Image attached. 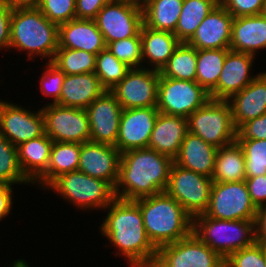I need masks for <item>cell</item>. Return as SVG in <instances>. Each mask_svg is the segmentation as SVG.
Segmentation results:
<instances>
[{
  "label": "cell",
  "instance_id": "obj_30",
  "mask_svg": "<svg viewBox=\"0 0 266 267\" xmlns=\"http://www.w3.org/2000/svg\"><path fill=\"white\" fill-rule=\"evenodd\" d=\"M245 179V157L239 142L236 140L218 148L212 176L213 182H240Z\"/></svg>",
  "mask_w": 266,
  "mask_h": 267
},
{
  "label": "cell",
  "instance_id": "obj_4",
  "mask_svg": "<svg viewBox=\"0 0 266 267\" xmlns=\"http://www.w3.org/2000/svg\"><path fill=\"white\" fill-rule=\"evenodd\" d=\"M59 26L37 8L13 9L10 18L9 50L26 52L27 60L39 56L51 62L59 47ZM35 55V56H34Z\"/></svg>",
  "mask_w": 266,
  "mask_h": 267
},
{
  "label": "cell",
  "instance_id": "obj_5",
  "mask_svg": "<svg viewBox=\"0 0 266 267\" xmlns=\"http://www.w3.org/2000/svg\"><path fill=\"white\" fill-rule=\"evenodd\" d=\"M192 233L224 260L256 242L255 220H220L200 214L192 218Z\"/></svg>",
  "mask_w": 266,
  "mask_h": 267
},
{
  "label": "cell",
  "instance_id": "obj_18",
  "mask_svg": "<svg viewBox=\"0 0 266 267\" xmlns=\"http://www.w3.org/2000/svg\"><path fill=\"white\" fill-rule=\"evenodd\" d=\"M256 56L229 50L217 86L209 93L211 99L227 101L249 85L261 72L250 74Z\"/></svg>",
  "mask_w": 266,
  "mask_h": 267
},
{
  "label": "cell",
  "instance_id": "obj_40",
  "mask_svg": "<svg viewBox=\"0 0 266 267\" xmlns=\"http://www.w3.org/2000/svg\"><path fill=\"white\" fill-rule=\"evenodd\" d=\"M76 0H39L37 8L58 26L76 18Z\"/></svg>",
  "mask_w": 266,
  "mask_h": 267
},
{
  "label": "cell",
  "instance_id": "obj_34",
  "mask_svg": "<svg viewBox=\"0 0 266 267\" xmlns=\"http://www.w3.org/2000/svg\"><path fill=\"white\" fill-rule=\"evenodd\" d=\"M197 49L181 42L174 50L160 74L163 77L196 81Z\"/></svg>",
  "mask_w": 266,
  "mask_h": 267
},
{
  "label": "cell",
  "instance_id": "obj_1",
  "mask_svg": "<svg viewBox=\"0 0 266 267\" xmlns=\"http://www.w3.org/2000/svg\"><path fill=\"white\" fill-rule=\"evenodd\" d=\"M104 211L107 216L99 233L114 245L115 256H124L129 267H153L158 249L146 234L140 207L134 201L115 198Z\"/></svg>",
  "mask_w": 266,
  "mask_h": 267
},
{
  "label": "cell",
  "instance_id": "obj_48",
  "mask_svg": "<svg viewBox=\"0 0 266 267\" xmlns=\"http://www.w3.org/2000/svg\"><path fill=\"white\" fill-rule=\"evenodd\" d=\"M12 184L0 183V221L5 219L13 207V187Z\"/></svg>",
  "mask_w": 266,
  "mask_h": 267
},
{
  "label": "cell",
  "instance_id": "obj_2",
  "mask_svg": "<svg viewBox=\"0 0 266 267\" xmlns=\"http://www.w3.org/2000/svg\"><path fill=\"white\" fill-rule=\"evenodd\" d=\"M173 160L149 148L121 153L115 197L126 201L165 192Z\"/></svg>",
  "mask_w": 266,
  "mask_h": 267
},
{
  "label": "cell",
  "instance_id": "obj_53",
  "mask_svg": "<svg viewBox=\"0 0 266 267\" xmlns=\"http://www.w3.org/2000/svg\"><path fill=\"white\" fill-rule=\"evenodd\" d=\"M261 14L266 16V0L264 1L263 10Z\"/></svg>",
  "mask_w": 266,
  "mask_h": 267
},
{
  "label": "cell",
  "instance_id": "obj_42",
  "mask_svg": "<svg viewBox=\"0 0 266 267\" xmlns=\"http://www.w3.org/2000/svg\"><path fill=\"white\" fill-rule=\"evenodd\" d=\"M46 65L41 78L39 79V88L41 93L46 97H51L52 104H55L60 99L62 84L65 79V73L59 70L51 62L45 63Z\"/></svg>",
  "mask_w": 266,
  "mask_h": 267
},
{
  "label": "cell",
  "instance_id": "obj_15",
  "mask_svg": "<svg viewBox=\"0 0 266 267\" xmlns=\"http://www.w3.org/2000/svg\"><path fill=\"white\" fill-rule=\"evenodd\" d=\"M0 99V134L11 144H19L38 138L45 133L44 116L38 111Z\"/></svg>",
  "mask_w": 266,
  "mask_h": 267
},
{
  "label": "cell",
  "instance_id": "obj_41",
  "mask_svg": "<svg viewBox=\"0 0 266 267\" xmlns=\"http://www.w3.org/2000/svg\"><path fill=\"white\" fill-rule=\"evenodd\" d=\"M224 263L225 267H266V247L255 242L231 253Z\"/></svg>",
  "mask_w": 266,
  "mask_h": 267
},
{
  "label": "cell",
  "instance_id": "obj_39",
  "mask_svg": "<svg viewBox=\"0 0 266 267\" xmlns=\"http://www.w3.org/2000/svg\"><path fill=\"white\" fill-rule=\"evenodd\" d=\"M245 157L246 177L266 175V140H237Z\"/></svg>",
  "mask_w": 266,
  "mask_h": 267
},
{
  "label": "cell",
  "instance_id": "obj_36",
  "mask_svg": "<svg viewBox=\"0 0 266 267\" xmlns=\"http://www.w3.org/2000/svg\"><path fill=\"white\" fill-rule=\"evenodd\" d=\"M131 68L118 60L106 47L96 57L94 73L100 79L101 85L110 91L118 84Z\"/></svg>",
  "mask_w": 266,
  "mask_h": 267
},
{
  "label": "cell",
  "instance_id": "obj_43",
  "mask_svg": "<svg viewBox=\"0 0 266 267\" xmlns=\"http://www.w3.org/2000/svg\"><path fill=\"white\" fill-rule=\"evenodd\" d=\"M265 0H220V4L234 17L259 15Z\"/></svg>",
  "mask_w": 266,
  "mask_h": 267
},
{
  "label": "cell",
  "instance_id": "obj_14",
  "mask_svg": "<svg viewBox=\"0 0 266 267\" xmlns=\"http://www.w3.org/2000/svg\"><path fill=\"white\" fill-rule=\"evenodd\" d=\"M160 71L149 68H131L110 92L122 109L156 107Z\"/></svg>",
  "mask_w": 266,
  "mask_h": 267
},
{
  "label": "cell",
  "instance_id": "obj_11",
  "mask_svg": "<svg viewBox=\"0 0 266 267\" xmlns=\"http://www.w3.org/2000/svg\"><path fill=\"white\" fill-rule=\"evenodd\" d=\"M45 134L53 142L85 143L90 141L86 109L63 107L51 102L41 108Z\"/></svg>",
  "mask_w": 266,
  "mask_h": 267
},
{
  "label": "cell",
  "instance_id": "obj_33",
  "mask_svg": "<svg viewBox=\"0 0 266 267\" xmlns=\"http://www.w3.org/2000/svg\"><path fill=\"white\" fill-rule=\"evenodd\" d=\"M230 48L197 49L196 82L210 93L216 86Z\"/></svg>",
  "mask_w": 266,
  "mask_h": 267
},
{
  "label": "cell",
  "instance_id": "obj_25",
  "mask_svg": "<svg viewBox=\"0 0 266 267\" xmlns=\"http://www.w3.org/2000/svg\"><path fill=\"white\" fill-rule=\"evenodd\" d=\"M106 89L93 73L65 75L60 99L55 103L63 107L86 109Z\"/></svg>",
  "mask_w": 266,
  "mask_h": 267
},
{
  "label": "cell",
  "instance_id": "obj_10",
  "mask_svg": "<svg viewBox=\"0 0 266 267\" xmlns=\"http://www.w3.org/2000/svg\"><path fill=\"white\" fill-rule=\"evenodd\" d=\"M210 99L209 93L196 81L178 80L160 74L156 106L160 113L187 118Z\"/></svg>",
  "mask_w": 266,
  "mask_h": 267
},
{
  "label": "cell",
  "instance_id": "obj_26",
  "mask_svg": "<svg viewBox=\"0 0 266 267\" xmlns=\"http://www.w3.org/2000/svg\"><path fill=\"white\" fill-rule=\"evenodd\" d=\"M218 148L192 133H187L178 155L176 165L212 178Z\"/></svg>",
  "mask_w": 266,
  "mask_h": 267
},
{
  "label": "cell",
  "instance_id": "obj_7",
  "mask_svg": "<svg viewBox=\"0 0 266 267\" xmlns=\"http://www.w3.org/2000/svg\"><path fill=\"white\" fill-rule=\"evenodd\" d=\"M188 132L205 142L221 148L236 141L237 130L233 124L231 107L227 101L208 100L187 117Z\"/></svg>",
  "mask_w": 266,
  "mask_h": 267
},
{
  "label": "cell",
  "instance_id": "obj_47",
  "mask_svg": "<svg viewBox=\"0 0 266 267\" xmlns=\"http://www.w3.org/2000/svg\"><path fill=\"white\" fill-rule=\"evenodd\" d=\"M12 9L0 0V50L9 49Z\"/></svg>",
  "mask_w": 266,
  "mask_h": 267
},
{
  "label": "cell",
  "instance_id": "obj_52",
  "mask_svg": "<svg viewBox=\"0 0 266 267\" xmlns=\"http://www.w3.org/2000/svg\"><path fill=\"white\" fill-rule=\"evenodd\" d=\"M129 1H131L132 3L138 4L140 6H143L149 0H129Z\"/></svg>",
  "mask_w": 266,
  "mask_h": 267
},
{
  "label": "cell",
  "instance_id": "obj_45",
  "mask_svg": "<svg viewBox=\"0 0 266 267\" xmlns=\"http://www.w3.org/2000/svg\"><path fill=\"white\" fill-rule=\"evenodd\" d=\"M248 192L257 208L266 205V175L246 177Z\"/></svg>",
  "mask_w": 266,
  "mask_h": 267
},
{
  "label": "cell",
  "instance_id": "obj_37",
  "mask_svg": "<svg viewBox=\"0 0 266 267\" xmlns=\"http://www.w3.org/2000/svg\"><path fill=\"white\" fill-rule=\"evenodd\" d=\"M0 183L32 184L23 174L17 155V147L0 134Z\"/></svg>",
  "mask_w": 266,
  "mask_h": 267
},
{
  "label": "cell",
  "instance_id": "obj_16",
  "mask_svg": "<svg viewBox=\"0 0 266 267\" xmlns=\"http://www.w3.org/2000/svg\"><path fill=\"white\" fill-rule=\"evenodd\" d=\"M122 107L108 90L95 99L86 112L90 125V141L116 146Z\"/></svg>",
  "mask_w": 266,
  "mask_h": 267
},
{
  "label": "cell",
  "instance_id": "obj_23",
  "mask_svg": "<svg viewBox=\"0 0 266 267\" xmlns=\"http://www.w3.org/2000/svg\"><path fill=\"white\" fill-rule=\"evenodd\" d=\"M187 133L188 123L186 117L166 115L159 112L150 136L148 148L174 160Z\"/></svg>",
  "mask_w": 266,
  "mask_h": 267
},
{
  "label": "cell",
  "instance_id": "obj_51",
  "mask_svg": "<svg viewBox=\"0 0 266 267\" xmlns=\"http://www.w3.org/2000/svg\"><path fill=\"white\" fill-rule=\"evenodd\" d=\"M12 267H30L28 263L25 261V259H18L14 260V262L11 264Z\"/></svg>",
  "mask_w": 266,
  "mask_h": 267
},
{
  "label": "cell",
  "instance_id": "obj_8",
  "mask_svg": "<svg viewBox=\"0 0 266 267\" xmlns=\"http://www.w3.org/2000/svg\"><path fill=\"white\" fill-rule=\"evenodd\" d=\"M212 185V178L185 169L173 162L165 192L193 218L204 214L207 210Z\"/></svg>",
  "mask_w": 266,
  "mask_h": 267
},
{
  "label": "cell",
  "instance_id": "obj_6",
  "mask_svg": "<svg viewBox=\"0 0 266 267\" xmlns=\"http://www.w3.org/2000/svg\"><path fill=\"white\" fill-rule=\"evenodd\" d=\"M60 195L79 210L105 209L116 197L114 188L102 179L91 177L79 170L56 177L45 190Z\"/></svg>",
  "mask_w": 266,
  "mask_h": 267
},
{
  "label": "cell",
  "instance_id": "obj_50",
  "mask_svg": "<svg viewBox=\"0 0 266 267\" xmlns=\"http://www.w3.org/2000/svg\"><path fill=\"white\" fill-rule=\"evenodd\" d=\"M9 8L20 9V8H34L37 7L39 0H1Z\"/></svg>",
  "mask_w": 266,
  "mask_h": 267
},
{
  "label": "cell",
  "instance_id": "obj_19",
  "mask_svg": "<svg viewBox=\"0 0 266 267\" xmlns=\"http://www.w3.org/2000/svg\"><path fill=\"white\" fill-rule=\"evenodd\" d=\"M121 152L112 145L94 142L81 144L78 170L107 181L113 188L119 176Z\"/></svg>",
  "mask_w": 266,
  "mask_h": 267
},
{
  "label": "cell",
  "instance_id": "obj_13",
  "mask_svg": "<svg viewBox=\"0 0 266 267\" xmlns=\"http://www.w3.org/2000/svg\"><path fill=\"white\" fill-rule=\"evenodd\" d=\"M106 45L136 36L143 25L142 6L129 0H112L105 4L94 19Z\"/></svg>",
  "mask_w": 266,
  "mask_h": 267
},
{
  "label": "cell",
  "instance_id": "obj_44",
  "mask_svg": "<svg viewBox=\"0 0 266 267\" xmlns=\"http://www.w3.org/2000/svg\"><path fill=\"white\" fill-rule=\"evenodd\" d=\"M236 140H266V112L244 123L237 130Z\"/></svg>",
  "mask_w": 266,
  "mask_h": 267
},
{
  "label": "cell",
  "instance_id": "obj_27",
  "mask_svg": "<svg viewBox=\"0 0 266 267\" xmlns=\"http://www.w3.org/2000/svg\"><path fill=\"white\" fill-rule=\"evenodd\" d=\"M142 62L150 69L161 71L181 43L173 32L141 27ZM152 66V67H151Z\"/></svg>",
  "mask_w": 266,
  "mask_h": 267
},
{
  "label": "cell",
  "instance_id": "obj_31",
  "mask_svg": "<svg viewBox=\"0 0 266 267\" xmlns=\"http://www.w3.org/2000/svg\"><path fill=\"white\" fill-rule=\"evenodd\" d=\"M183 0H149L143 6V24L153 30L174 32Z\"/></svg>",
  "mask_w": 266,
  "mask_h": 267
},
{
  "label": "cell",
  "instance_id": "obj_32",
  "mask_svg": "<svg viewBox=\"0 0 266 267\" xmlns=\"http://www.w3.org/2000/svg\"><path fill=\"white\" fill-rule=\"evenodd\" d=\"M220 3V0H183L182 10L174 35L180 42H188L205 17Z\"/></svg>",
  "mask_w": 266,
  "mask_h": 267
},
{
  "label": "cell",
  "instance_id": "obj_49",
  "mask_svg": "<svg viewBox=\"0 0 266 267\" xmlns=\"http://www.w3.org/2000/svg\"><path fill=\"white\" fill-rule=\"evenodd\" d=\"M256 242L266 247V205L258 208L255 218Z\"/></svg>",
  "mask_w": 266,
  "mask_h": 267
},
{
  "label": "cell",
  "instance_id": "obj_46",
  "mask_svg": "<svg viewBox=\"0 0 266 267\" xmlns=\"http://www.w3.org/2000/svg\"><path fill=\"white\" fill-rule=\"evenodd\" d=\"M112 0H76V19H95L105 4Z\"/></svg>",
  "mask_w": 266,
  "mask_h": 267
},
{
  "label": "cell",
  "instance_id": "obj_20",
  "mask_svg": "<svg viewBox=\"0 0 266 267\" xmlns=\"http://www.w3.org/2000/svg\"><path fill=\"white\" fill-rule=\"evenodd\" d=\"M233 19L219 3L200 23L187 43L196 49L230 48Z\"/></svg>",
  "mask_w": 266,
  "mask_h": 267
},
{
  "label": "cell",
  "instance_id": "obj_3",
  "mask_svg": "<svg viewBox=\"0 0 266 267\" xmlns=\"http://www.w3.org/2000/svg\"><path fill=\"white\" fill-rule=\"evenodd\" d=\"M134 202L140 207L146 234L157 249L192 233V217L166 192Z\"/></svg>",
  "mask_w": 266,
  "mask_h": 267
},
{
  "label": "cell",
  "instance_id": "obj_38",
  "mask_svg": "<svg viewBox=\"0 0 266 267\" xmlns=\"http://www.w3.org/2000/svg\"><path fill=\"white\" fill-rule=\"evenodd\" d=\"M106 47L118 60L125 63L128 67L145 68V64L142 62L141 30L134 37L110 42Z\"/></svg>",
  "mask_w": 266,
  "mask_h": 267
},
{
  "label": "cell",
  "instance_id": "obj_29",
  "mask_svg": "<svg viewBox=\"0 0 266 267\" xmlns=\"http://www.w3.org/2000/svg\"><path fill=\"white\" fill-rule=\"evenodd\" d=\"M80 151V143L53 142L47 171L34 184L44 191L59 175L78 170Z\"/></svg>",
  "mask_w": 266,
  "mask_h": 267
},
{
  "label": "cell",
  "instance_id": "obj_9",
  "mask_svg": "<svg viewBox=\"0 0 266 267\" xmlns=\"http://www.w3.org/2000/svg\"><path fill=\"white\" fill-rule=\"evenodd\" d=\"M257 211L245 181L213 182L204 215L220 220H255Z\"/></svg>",
  "mask_w": 266,
  "mask_h": 267
},
{
  "label": "cell",
  "instance_id": "obj_22",
  "mask_svg": "<svg viewBox=\"0 0 266 267\" xmlns=\"http://www.w3.org/2000/svg\"><path fill=\"white\" fill-rule=\"evenodd\" d=\"M59 47L83 50L97 55L106 48L103 34L93 19H72L59 25Z\"/></svg>",
  "mask_w": 266,
  "mask_h": 267
},
{
  "label": "cell",
  "instance_id": "obj_24",
  "mask_svg": "<svg viewBox=\"0 0 266 267\" xmlns=\"http://www.w3.org/2000/svg\"><path fill=\"white\" fill-rule=\"evenodd\" d=\"M266 49V16H240L233 19L230 50L257 56Z\"/></svg>",
  "mask_w": 266,
  "mask_h": 267
},
{
  "label": "cell",
  "instance_id": "obj_17",
  "mask_svg": "<svg viewBox=\"0 0 266 267\" xmlns=\"http://www.w3.org/2000/svg\"><path fill=\"white\" fill-rule=\"evenodd\" d=\"M158 113L156 107L123 109L115 147L121 153L131 149L148 148Z\"/></svg>",
  "mask_w": 266,
  "mask_h": 267
},
{
  "label": "cell",
  "instance_id": "obj_12",
  "mask_svg": "<svg viewBox=\"0 0 266 267\" xmlns=\"http://www.w3.org/2000/svg\"><path fill=\"white\" fill-rule=\"evenodd\" d=\"M225 260L193 233L157 250L153 267H224Z\"/></svg>",
  "mask_w": 266,
  "mask_h": 267
},
{
  "label": "cell",
  "instance_id": "obj_21",
  "mask_svg": "<svg viewBox=\"0 0 266 267\" xmlns=\"http://www.w3.org/2000/svg\"><path fill=\"white\" fill-rule=\"evenodd\" d=\"M227 102L231 107L236 130L244 123L262 116L266 112V74L264 71L243 90L232 95Z\"/></svg>",
  "mask_w": 266,
  "mask_h": 267
},
{
  "label": "cell",
  "instance_id": "obj_28",
  "mask_svg": "<svg viewBox=\"0 0 266 267\" xmlns=\"http://www.w3.org/2000/svg\"><path fill=\"white\" fill-rule=\"evenodd\" d=\"M52 144L53 141L44 133L17 146L20 168L33 185L47 171Z\"/></svg>",
  "mask_w": 266,
  "mask_h": 267
},
{
  "label": "cell",
  "instance_id": "obj_35",
  "mask_svg": "<svg viewBox=\"0 0 266 267\" xmlns=\"http://www.w3.org/2000/svg\"><path fill=\"white\" fill-rule=\"evenodd\" d=\"M97 55L68 48H58L51 61L66 75L93 73L96 67Z\"/></svg>",
  "mask_w": 266,
  "mask_h": 267
}]
</instances>
